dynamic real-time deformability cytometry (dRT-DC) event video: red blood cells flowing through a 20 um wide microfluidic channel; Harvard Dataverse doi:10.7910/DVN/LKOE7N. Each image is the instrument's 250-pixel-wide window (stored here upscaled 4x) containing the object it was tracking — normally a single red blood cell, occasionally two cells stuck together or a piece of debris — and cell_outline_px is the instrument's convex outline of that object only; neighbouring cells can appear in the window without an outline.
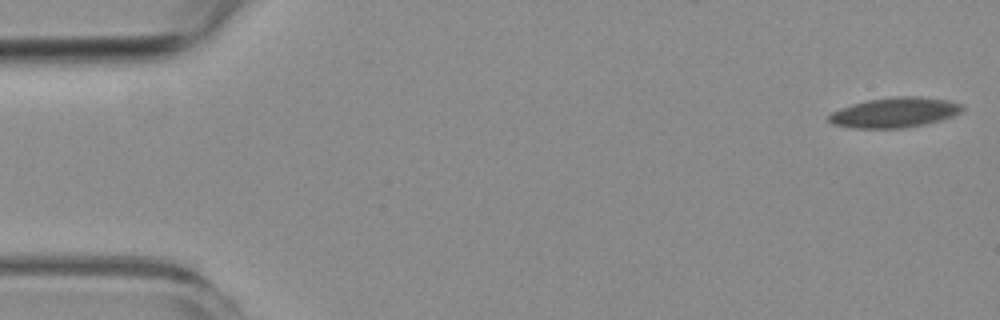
{"species": "common noctule bat (a hibernating species)", "species_latin": "Nyctalus noctula", "temperature_condition": "room temperature", "stored_images_in_passage": 6, "camera_frame_rate_fps": 3000, "um_per_image_px": 0.085, "animal": {"sex": "female", "body_mass_g": 19.3, "forearm_length_mm": 54.1}, "frame": {"image": 1, "passage_image": 1, "time_ms": 0.0, "image_size_px": [1000, 320], "cell_outline_px": [[964, 108], [960, 112], [952, 116], [940, 120], [924, 124], [904, 128], [852, 128], [832, 124], [828, 120], [828, 116], [832, 112], [852, 104], [868, 100], [892, 96], [920, 96], [948, 100], [964, 104]], "centroid_in_image_um": [76.06, 9.55], "position_along_channel_um": 8.9, "area_um2": 23.41}}